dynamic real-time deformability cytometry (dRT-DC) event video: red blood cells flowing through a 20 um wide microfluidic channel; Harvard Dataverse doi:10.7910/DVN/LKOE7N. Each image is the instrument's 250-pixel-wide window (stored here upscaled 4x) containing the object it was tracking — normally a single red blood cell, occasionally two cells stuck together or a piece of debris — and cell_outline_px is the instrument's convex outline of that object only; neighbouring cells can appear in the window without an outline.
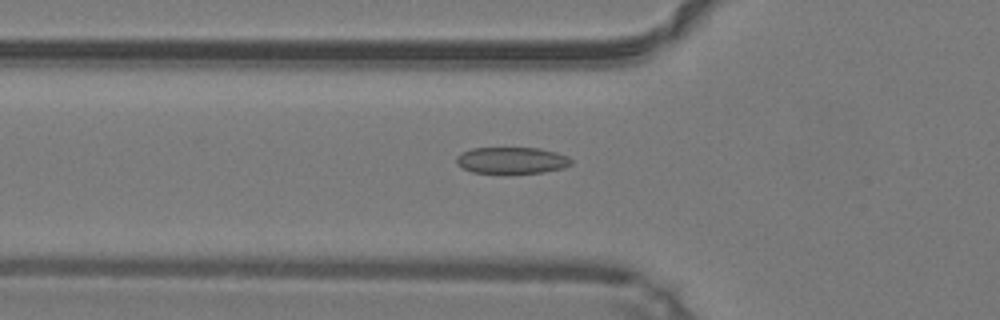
{"species": "common noctule bat (a hibernating species)", "species_latin": "Nyctalus noctula", "temperature_condition": "warm", "stored_images_in_passage": 48, "camera_frame_rate_fps": 3000, "um_per_image_px": 0.085, "animal": {"sex": "male", "body_mass_g": 19.2, "forearm_length_mm": 51.8}, "frame": {"image": 1, "passage_image": 17, "time_ms": 5.333, "image_size_px": [1000, 320], "cell_outline_px": [[572, 164], [564, 168], [544, 172], [472, 172], [456, 164], [456, 156], [472, 148], [540, 148], [556, 152], [568, 156], [572, 160]], "centroid_in_image_um": [43.53, 13.61], "position_along_channel_um": 82.3, "area_um2": 17.51}}
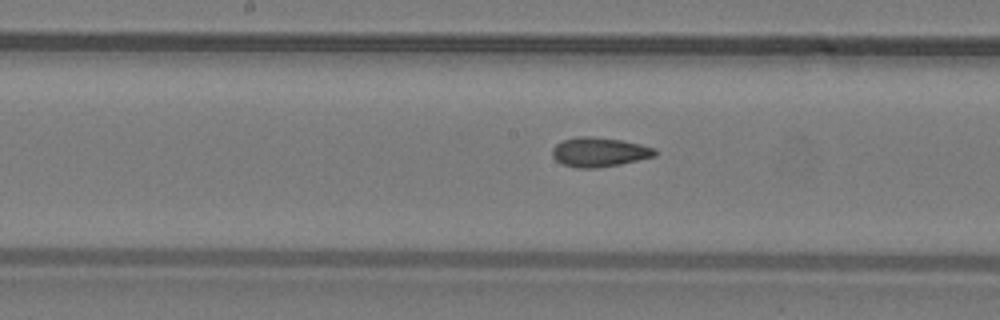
{"frame": {"image": 2, "passage_image": 25, "time_ms": 8.0, "image_size_px": [1000, 320], "cell_outline_px": [[656, 156], [620, 164], [596, 168], [576, 168], [560, 164], [552, 156], [552, 148], [556, 144], [564, 140], [576, 136], [592, 136], [620, 140], [640, 144], [656, 148]], "centroid_in_image_um": [50.91, 12.93], "position_along_channel_um": 197.3, "area_um2": 17.69}}
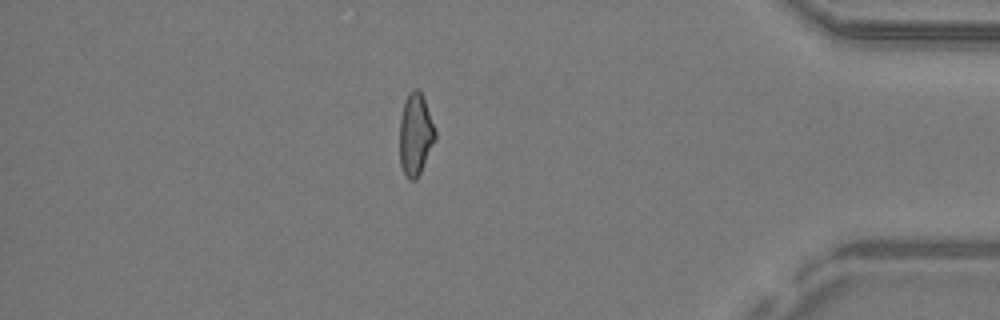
{"frame": {"image": 3, "passage_image": 42, "time_ms": 13.667, "image_size_px": [1000, 320], "cell_outline_px": [[436, 140], [416, 180], [408, 180], [400, 164], [400, 120], [404, 104], [408, 92], [416, 88], [420, 92], [424, 100], [436, 132]], "centroid_in_image_um": [35.31, 11.46], "position_along_channel_um": 399.9, "area_um2": 16.76}, "authors_computed_cell_mechanics": {"area_um2": 17.3689, "velocity_mm_per_s": 4.2623, "shape_relaxation_time_tau1_ms": null, "shape_relaxation_time_tau2_ms": 1.6273, "deformation_change_tau1": null, "deformation_change_tau2": 0.0906}}